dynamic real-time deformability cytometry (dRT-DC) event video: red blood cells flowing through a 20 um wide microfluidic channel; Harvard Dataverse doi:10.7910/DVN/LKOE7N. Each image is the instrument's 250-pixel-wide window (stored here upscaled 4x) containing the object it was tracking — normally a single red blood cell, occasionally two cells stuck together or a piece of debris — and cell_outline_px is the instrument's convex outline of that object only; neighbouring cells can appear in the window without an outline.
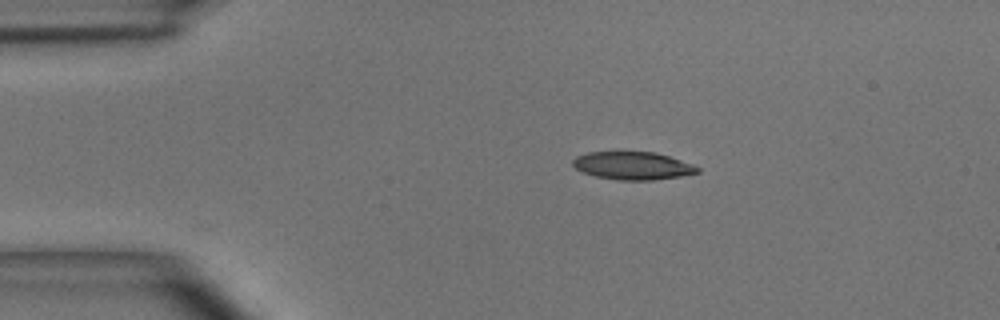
{"species": "common noctule bat (a hibernating species)", "species_latin": "Nyctalus noctula", "temperature_condition": "room temperature", "stored_images_in_passage": 27, "camera_frame_rate_fps": 3000, "um_per_image_px": 0.085, "animal": {"sex": "male", "body_mass_g": 15.6}, "frame": {"image": 1, "passage_image": 1, "time_ms": 0.0, "image_size_px": [1000, 320], "cell_outline_px": [[700, 172], [680, 176], [652, 180], [620, 180], [596, 176], [584, 172], [576, 168], [572, 164], [572, 160], [576, 156], [588, 152], [616, 148], [624, 148], [656, 152], [692, 164], [700, 168]], "centroid_in_image_um": [53.73, 14.01], "position_along_channel_um": 31.3, "area_um2": 21.15}}
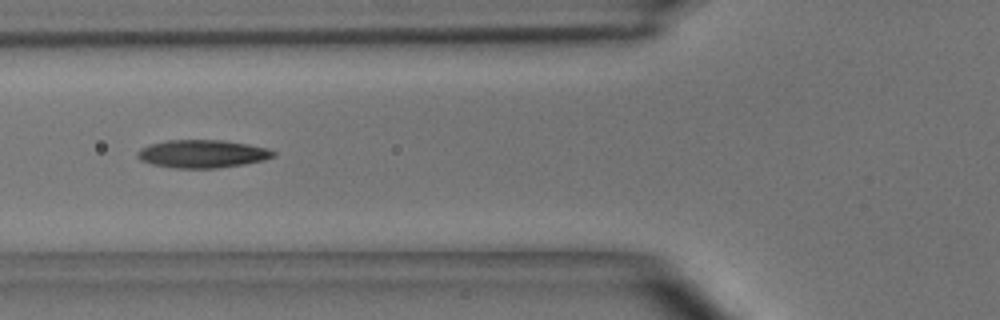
{"frame": {"image": 2, "passage_image": 10, "time_ms": 3.0, "image_size_px": [1000, 320], "cell_outline_px": [[276, 156], [264, 160], [244, 164], [216, 168], [176, 168], [152, 164], [140, 160], [136, 156], [136, 152], [140, 148], [148, 144], [168, 140], [220, 140], [268, 148], [276, 152]], "centroid_in_image_um": [17.17, 13.07], "position_along_channel_um": 108.6, "area_um2": 22.14}}
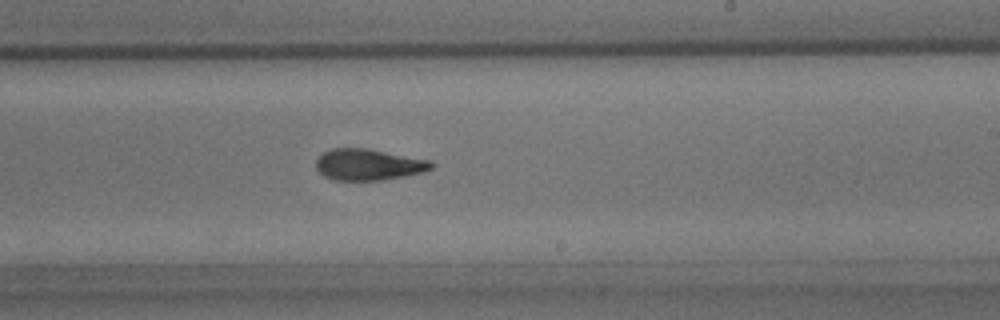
{"frame": {"image": 3, "passage_image": 21, "time_ms": 6.667, "image_size_px": [1000, 320], "cell_outline_px": [[436, 164], [432, 168], [424, 172], [404, 176], [380, 180], [336, 180], [324, 176], [316, 168], [316, 160], [324, 152], [332, 148], [368, 148], [432, 160]], "centroid_in_image_um": [31.37, 13.98], "position_along_channel_um": 257.6, "area_um2": 21.15}}